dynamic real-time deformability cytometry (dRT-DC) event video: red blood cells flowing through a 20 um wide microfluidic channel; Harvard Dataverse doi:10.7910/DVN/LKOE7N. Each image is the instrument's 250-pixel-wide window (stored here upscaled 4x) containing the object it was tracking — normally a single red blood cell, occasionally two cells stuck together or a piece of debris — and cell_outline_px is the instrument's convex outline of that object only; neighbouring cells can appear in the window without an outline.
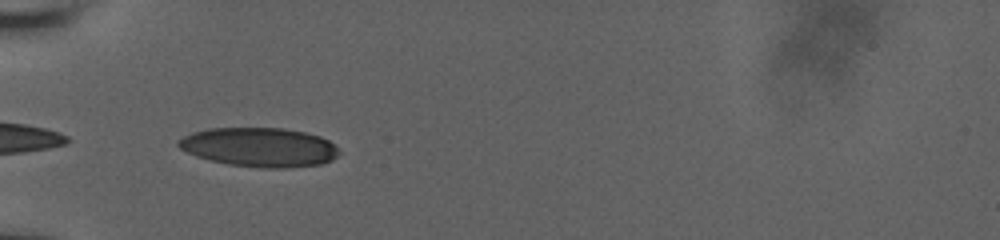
{"species": "human", "species_latin": "Homo sapiens", "temperature_condition": "room temperature", "stored_images_in_passage": 35, "camera_frame_rate_fps": 3000, "um_per_image_px": 0.085, "donor": {"sex": "male"}, "frame": {"image": 1, "passage_image": 1, "time_ms": 0.0, "image_size_px": [1000, 240], "cell_outline_px": [[340, 152], [332, 160], [320, 164], [284, 168], [260, 168], [228, 164], [196, 156], [180, 148], [176, 144], [176, 140], [192, 132], [208, 128], [284, 128], [304, 132], [320, 136], [328, 140]], "centroid_in_image_um": [22.02, 12.51], "position_along_channel_um": 63.0, "area_um2": 36.59}}
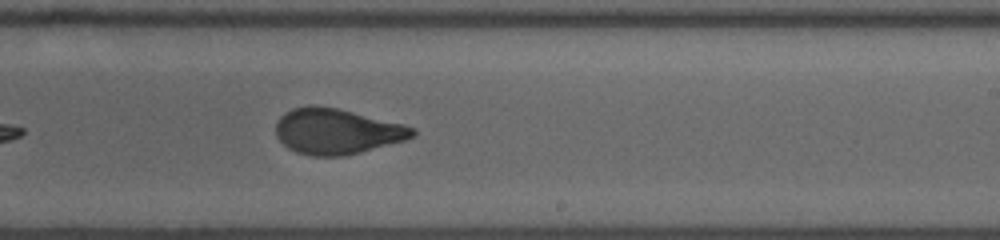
{"frame": {"image": 2, "passage_image": 16, "time_ms": 5.333, "image_size_px": [1000, 240], "cell_outline_px": [[416, 132], [412, 136], [404, 140], [360, 152], [344, 156], [312, 156], [296, 152], [288, 148], [276, 136], [276, 124], [280, 116], [284, 112], [292, 108], [312, 104], [336, 108], [416, 128]], "centroid_in_image_um": [28.56, 11.16], "position_along_channel_um": 260.4, "area_um2": 35.89}}
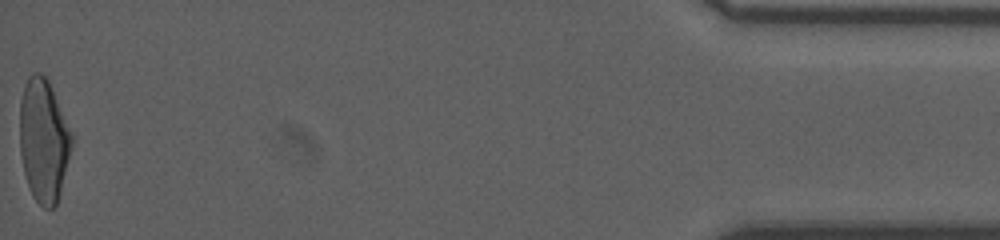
{"frame": {"image": 3, "passage_image": 35, "time_ms": 12.0, "image_size_px": [1000, 240], "cell_outline_px": [[72, 144], [60, 192], [56, 204], [52, 208], [44, 208], [32, 196], [24, 172], [20, 152], [20, 100], [24, 84], [28, 76], [32, 72], [40, 72], [48, 80], [72, 132]], "centroid_in_image_um": [3.69, 11.9], "position_along_channel_um": 431.5, "area_um2": 37.05}, "authors_computed_cell_mechanics": {"area_um2": 36.6452, "velocity_mm_per_s": 3.8647, "shape_relaxation_time_tau1_ms": 5.6279, "shape_relaxation_time_tau2_ms": 0.7385, "deformation_change_tau1": 0.1803, "deformation_change_tau2": 0.0591}}